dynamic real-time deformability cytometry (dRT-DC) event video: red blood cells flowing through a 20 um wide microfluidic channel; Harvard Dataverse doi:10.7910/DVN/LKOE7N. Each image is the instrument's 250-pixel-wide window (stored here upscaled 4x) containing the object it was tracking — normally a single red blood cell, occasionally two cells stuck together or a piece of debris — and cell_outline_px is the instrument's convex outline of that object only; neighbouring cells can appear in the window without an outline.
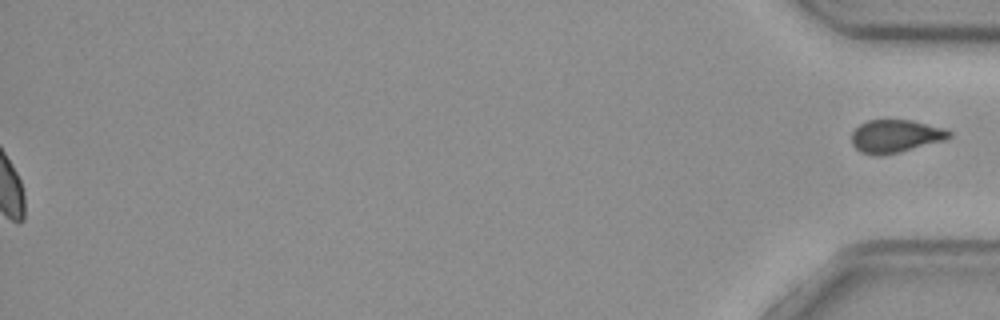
{"species": "common noctule bat (a hibernating species)", "species_latin": "Nyctalus noctula", "temperature_condition": "cold", "stored_images_in_passage": 57, "segment_of_instrument_passage": [2, 2], "camera_frame_rate_fps": 3000, "um_per_image_px": 0.085, "animal": {"sex": "female", "body_mass_g": 29.2, "forearm_length_mm": 56.3}, "frame": {"image": 1, "passage_image": 57, "time_ms": 18.667, "image_size_px": [1000, 320], "cell_outline_px": [[952, 136], [944, 140], [880, 156], [876, 156], [860, 152], [852, 144], [852, 132], [860, 124], [868, 120], [912, 120], [944, 128], [952, 132]], "centroid_in_image_um": [76.1, 11.56], "position_along_channel_um": 359.1, "area_um2": 18.5}}